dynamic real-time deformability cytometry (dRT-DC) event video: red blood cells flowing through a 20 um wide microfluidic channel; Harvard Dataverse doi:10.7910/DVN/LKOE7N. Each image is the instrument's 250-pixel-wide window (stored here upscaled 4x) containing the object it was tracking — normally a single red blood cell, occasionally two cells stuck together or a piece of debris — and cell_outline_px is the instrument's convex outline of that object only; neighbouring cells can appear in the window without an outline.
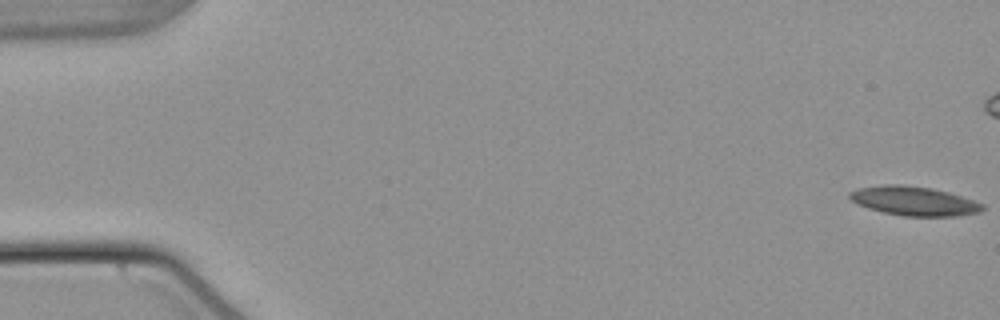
{"species": "common noctule bat (a hibernating species)", "species_latin": "Nyctalus noctula", "temperature_condition": "warm", "stored_images_in_passage": 56, "camera_frame_rate_fps": 3000, "um_per_image_px": 0.085, "animal": {"sex": "male", "body_mass_g": 21.5, "forearm_length_mm": 52.0}, "frame": {"image": 1, "passage_image": 1, "time_ms": 0.0, "image_size_px": [1000, 320], "cell_outline_px": [[984, 208], [980, 212], [956, 216], [904, 216], [884, 212], [868, 208], [856, 204], [848, 196], [848, 192], [856, 188], [884, 184], [904, 184], [932, 188], [948, 192], [984, 204]], "centroid_in_image_um": [77.65, 17.07], "position_along_channel_um": 7.4, "area_um2": 22.66}}
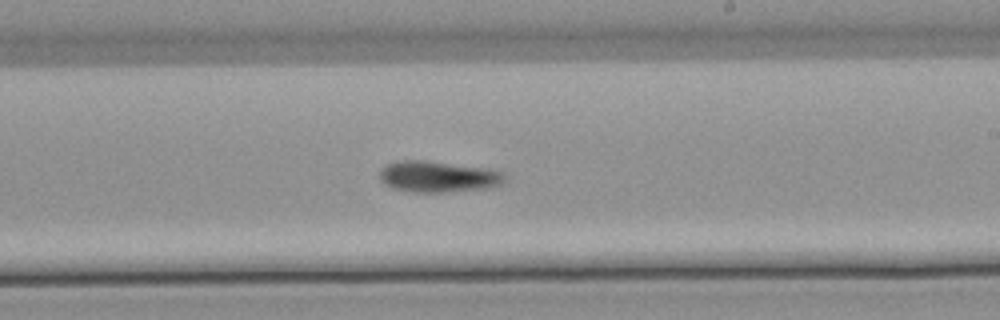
{"frame": {"image": 2, "passage_image": 33, "time_ms": 10.667, "image_size_px": [1000, 320], "cell_outline_px": [[504, 180], [500, 184], [488, 188], [444, 192], [416, 192], [392, 188], [384, 184], [380, 180], [380, 168], [384, 164], [396, 160], [424, 160], [488, 168], [504, 172]], "centroid_in_image_um": [37.19, 15.0], "position_along_channel_um": 251.8, "area_um2": 22.89}}
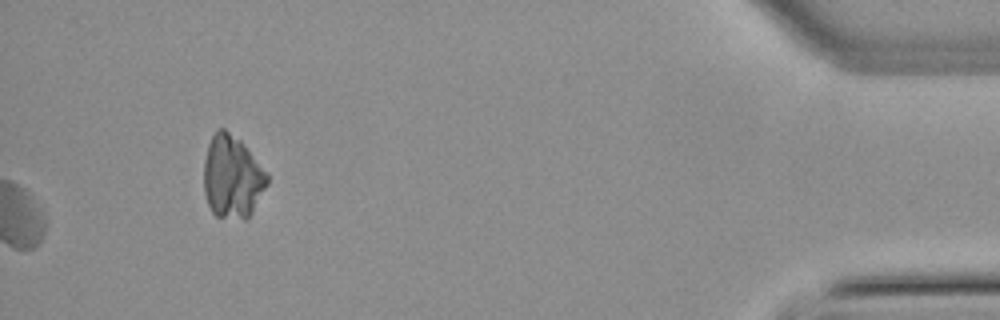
{"frame": {"image": 3, "passage_image": 56, "time_ms": 18.333, "image_size_px": [1000, 320], "cell_outline_px": [[268, 184], [248, 220], [244, 220], [216, 216], [212, 212], [208, 204], [204, 192], [204, 160], [208, 144], [216, 128], [224, 128], [240, 140], [244, 144], [268, 172]], "centroid_in_image_um": [19.75, 15.04], "position_along_channel_um": 415.4, "area_um2": 30.92}, "authors_computed_cell_mechanics": {"area_um2": 22.3397, "velocity_mm_per_s": 3.7718, "shape_relaxation_time_tau1_ms": null, "shape_relaxation_time_tau2_ms": 7.3969, "deformation_change_tau1": null, "deformation_change_tau2": 0.1245}}